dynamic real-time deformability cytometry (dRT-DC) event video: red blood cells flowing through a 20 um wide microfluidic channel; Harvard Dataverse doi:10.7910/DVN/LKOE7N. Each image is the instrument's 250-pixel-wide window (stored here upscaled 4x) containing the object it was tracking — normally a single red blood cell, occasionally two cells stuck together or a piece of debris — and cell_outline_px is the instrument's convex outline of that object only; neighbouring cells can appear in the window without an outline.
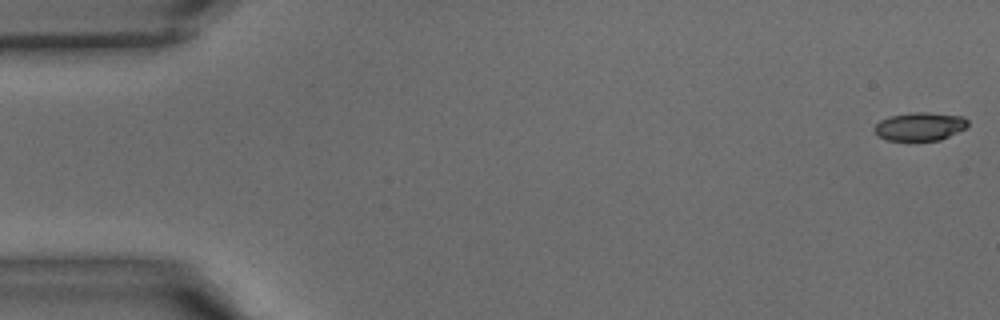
{"species": "common noctule bat (a hibernating species)", "species_latin": "Nyctalus noctula", "temperature_condition": "warm", "stored_images_in_passage": 41, "camera_frame_rate_fps": 3000, "um_per_image_px": 0.085, "animal": {"sex": "male", "body_mass_g": 15.6}, "frame": {"image": 1, "passage_image": 1, "time_ms": 0.0, "image_size_px": [1000, 320], "cell_outline_px": [[968, 128], [940, 140], [888, 140], [880, 136], [872, 128], [880, 120], [892, 116], [912, 112], [928, 112], [964, 116], [968, 120]], "centroid_in_image_um": [78.25, 10.74], "position_along_channel_um": 6.8, "area_um2": 15.43}}
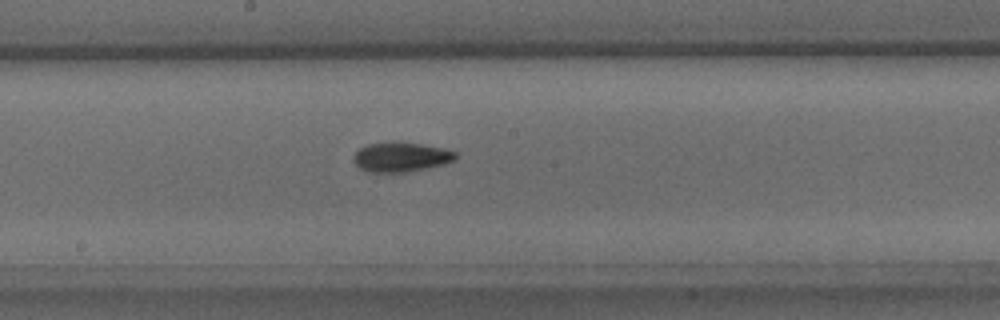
{"frame": {"image": 2, "passage_image": 22, "time_ms": 7.0, "image_size_px": [1000, 320], "cell_outline_px": [[456, 160], [444, 164], [428, 168], [404, 172], [368, 172], [360, 168], [352, 160], [352, 156], [360, 148], [368, 144], [400, 140], [448, 148], [456, 152]], "centroid_in_image_um": [34.11, 13.32], "position_along_channel_um": 214.1, "area_um2": 18.09}}
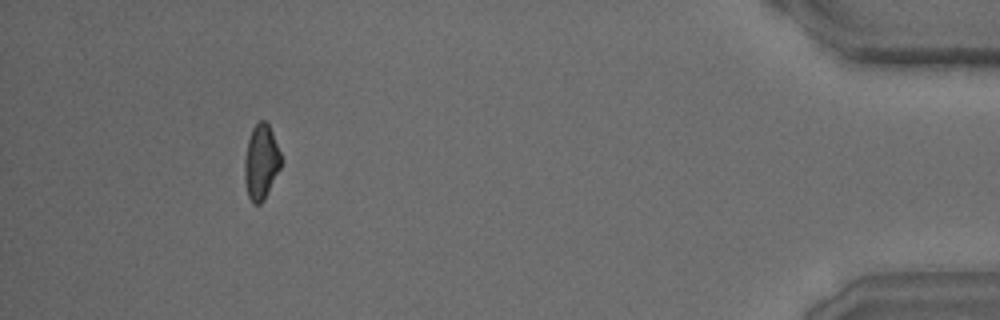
{"frame": {"image": 3, "passage_image": 38, "time_ms": 12.333, "image_size_px": [1000, 320], "cell_outline_px": [[280, 168], [264, 200], [260, 204], [252, 204], [248, 196], [244, 180], [244, 160], [248, 140], [252, 128], [260, 120], [264, 120], [268, 124], [272, 132], [280, 152]], "centroid_in_image_um": [22.17, 13.79], "position_along_channel_um": 413.0, "area_um2": 15.84}}